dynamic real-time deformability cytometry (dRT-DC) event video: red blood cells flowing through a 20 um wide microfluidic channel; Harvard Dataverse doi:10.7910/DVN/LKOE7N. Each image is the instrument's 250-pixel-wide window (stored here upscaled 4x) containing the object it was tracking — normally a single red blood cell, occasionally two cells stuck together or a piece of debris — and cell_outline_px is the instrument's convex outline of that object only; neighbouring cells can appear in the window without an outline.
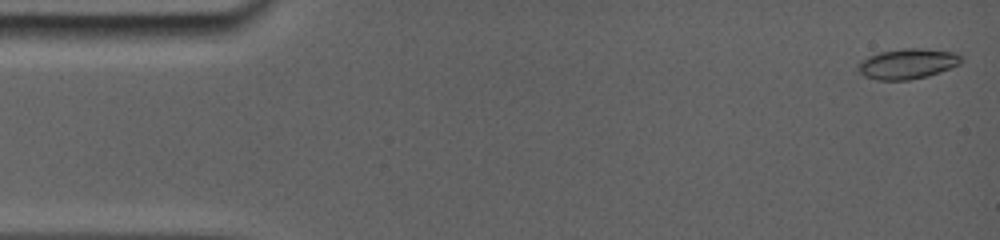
{"species": "common noctule bat (a hibernating species)", "species_latin": "Nyctalus noctula", "temperature_condition": "room temperature", "stored_images_in_passage": 10, "camera_frame_rate_fps": 5000, "um_per_image_px": 0.085, "animal": {"sex": "female", "body_mass_g": 19.0, "forearm_length_mm": 56.7}, "frame": {"image": 1, "passage_image": 1, "time_ms": 0.0, "image_size_px": [1000, 240], "cell_outline_px": [[964, 56], [960, 64], [928, 76], [908, 80], [876, 80], [864, 76], [856, 68], [860, 60], [868, 56], [880, 52], [904, 48], [920, 48], [952, 52]], "centroid_in_image_um": [77.11, 5.42], "position_along_channel_um": 7.9, "area_um2": 18.26}}
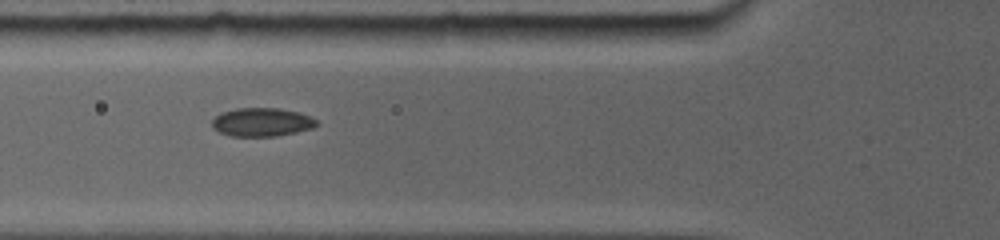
{"frame": {"image": 2, "passage_image": 8, "time_ms": 5.6, "image_size_px": [1000, 240], "cell_outline_px": [[316, 124], [312, 128], [296, 132], [272, 136], [232, 136], [220, 132], [212, 124], [212, 120], [220, 112], [236, 108], [276, 108], [296, 112], [308, 116], [316, 120]], "centroid_in_image_um": [22.21, 10.37], "position_along_channel_um": 103.6, "area_um2": 16.99}}
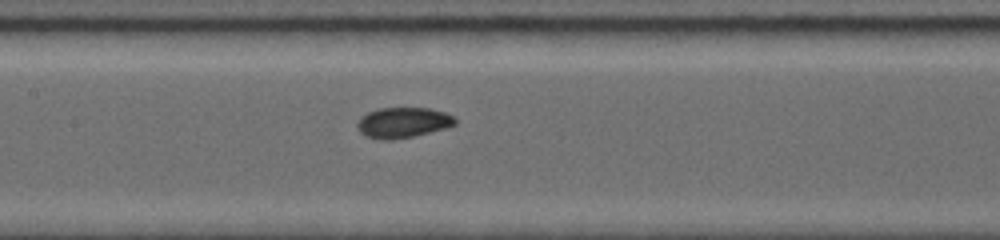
{"frame": {"image": 3, "passage_image": 10, "time_ms": 7.4, "image_size_px": [1000, 240], "cell_outline_px": [[456, 124], [412, 136], [368, 136], [360, 132], [356, 124], [360, 116], [376, 108], [428, 108], [444, 112], [452, 116], [456, 120]], "centroid_in_image_um": [34.24, 10.34], "position_along_channel_um": 173.2, "area_um2": 16.3}}